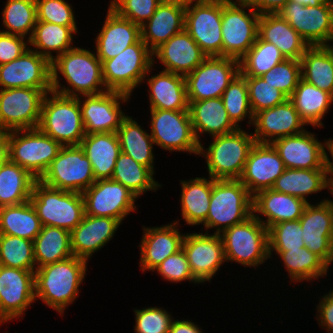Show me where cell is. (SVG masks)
Masks as SVG:
<instances>
[{
	"mask_svg": "<svg viewBox=\"0 0 333 333\" xmlns=\"http://www.w3.org/2000/svg\"><path fill=\"white\" fill-rule=\"evenodd\" d=\"M274 252L282 260L291 282L319 279L326 276L329 270V266L306 247Z\"/></svg>",
	"mask_w": 333,
	"mask_h": 333,
	"instance_id": "f6af8a7d",
	"label": "cell"
},
{
	"mask_svg": "<svg viewBox=\"0 0 333 333\" xmlns=\"http://www.w3.org/2000/svg\"><path fill=\"white\" fill-rule=\"evenodd\" d=\"M33 245L36 269L73 256L71 233L62 228L43 226Z\"/></svg>",
	"mask_w": 333,
	"mask_h": 333,
	"instance_id": "b9f144b4",
	"label": "cell"
},
{
	"mask_svg": "<svg viewBox=\"0 0 333 333\" xmlns=\"http://www.w3.org/2000/svg\"><path fill=\"white\" fill-rule=\"evenodd\" d=\"M30 202L43 226H53L71 232L85 216L81 193L48 187L37 180Z\"/></svg>",
	"mask_w": 333,
	"mask_h": 333,
	"instance_id": "8992f818",
	"label": "cell"
},
{
	"mask_svg": "<svg viewBox=\"0 0 333 333\" xmlns=\"http://www.w3.org/2000/svg\"><path fill=\"white\" fill-rule=\"evenodd\" d=\"M182 249L191 273L199 283L211 281L226 261L222 239L214 233H187L182 242Z\"/></svg>",
	"mask_w": 333,
	"mask_h": 333,
	"instance_id": "7402d4cb",
	"label": "cell"
},
{
	"mask_svg": "<svg viewBox=\"0 0 333 333\" xmlns=\"http://www.w3.org/2000/svg\"><path fill=\"white\" fill-rule=\"evenodd\" d=\"M25 39L0 30V65L17 59L29 48V42Z\"/></svg>",
	"mask_w": 333,
	"mask_h": 333,
	"instance_id": "91938a15",
	"label": "cell"
},
{
	"mask_svg": "<svg viewBox=\"0 0 333 333\" xmlns=\"http://www.w3.org/2000/svg\"><path fill=\"white\" fill-rule=\"evenodd\" d=\"M36 181L27 170L8 159L0 168V207L29 201Z\"/></svg>",
	"mask_w": 333,
	"mask_h": 333,
	"instance_id": "ee69618b",
	"label": "cell"
},
{
	"mask_svg": "<svg viewBox=\"0 0 333 333\" xmlns=\"http://www.w3.org/2000/svg\"><path fill=\"white\" fill-rule=\"evenodd\" d=\"M180 184L182 218L191 226L203 224L209 212L212 178L196 177L182 180Z\"/></svg>",
	"mask_w": 333,
	"mask_h": 333,
	"instance_id": "74e56055",
	"label": "cell"
},
{
	"mask_svg": "<svg viewBox=\"0 0 333 333\" xmlns=\"http://www.w3.org/2000/svg\"><path fill=\"white\" fill-rule=\"evenodd\" d=\"M222 0L186 1L184 29L207 57L222 56Z\"/></svg>",
	"mask_w": 333,
	"mask_h": 333,
	"instance_id": "7c38bea8",
	"label": "cell"
},
{
	"mask_svg": "<svg viewBox=\"0 0 333 333\" xmlns=\"http://www.w3.org/2000/svg\"><path fill=\"white\" fill-rule=\"evenodd\" d=\"M285 59L273 43L257 37L253 46L239 60L240 73L244 77H261Z\"/></svg>",
	"mask_w": 333,
	"mask_h": 333,
	"instance_id": "c3c4849f",
	"label": "cell"
},
{
	"mask_svg": "<svg viewBox=\"0 0 333 333\" xmlns=\"http://www.w3.org/2000/svg\"><path fill=\"white\" fill-rule=\"evenodd\" d=\"M178 221L159 227H143L140 248V267L142 272L152 271L168 256L182 248L185 234L178 229Z\"/></svg>",
	"mask_w": 333,
	"mask_h": 333,
	"instance_id": "484cf974",
	"label": "cell"
},
{
	"mask_svg": "<svg viewBox=\"0 0 333 333\" xmlns=\"http://www.w3.org/2000/svg\"><path fill=\"white\" fill-rule=\"evenodd\" d=\"M8 159V132L0 130V168Z\"/></svg>",
	"mask_w": 333,
	"mask_h": 333,
	"instance_id": "e7e4bbea",
	"label": "cell"
},
{
	"mask_svg": "<svg viewBox=\"0 0 333 333\" xmlns=\"http://www.w3.org/2000/svg\"><path fill=\"white\" fill-rule=\"evenodd\" d=\"M189 113L193 132L199 144H201V134L206 133L214 137L238 129L230 120L221 97L189 101Z\"/></svg>",
	"mask_w": 333,
	"mask_h": 333,
	"instance_id": "836d02e7",
	"label": "cell"
},
{
	"mask_svg": "<svg viewBox=\"0 0 333 333\" xmlns=\"http://www.w3.org/2000/svg\"><path fill=\"white\" fill-rule=\"evenodd\" d=\"M253 196L239 179H212L209 212L202 224L220 235L253 215Z\"/></svg>",
	"mask_w": 333,
	"mask_h": 333,
	"instance_id": "3957f363",
	"label": "cell"
},
{
	"mask_svg": "<svg viewBox=\"0 0 333 333\" xmlns=\"http://www.w3.org/2000/svg\"><path fill=\"white\" fill-rule=\"evenodd\" d=\"M239 73L240 63L237 59L224 56L206 57L185 76L188 101L221 97Z\"/></svg>",
	"mask_w": 333,
	"mask_h": 333,
	"instance_id": "4fadbf2b",
	"label": "cell"
},
{
	"mask_svg": "<svg viewBox=\"0 0 333 333\" xmlns=\"http://www.w3.org/2000/svg\"><path fill=\"white\" fill-rule=\"evenodd\" d=\"M0 265L35 271L33 241L17 236L0 234Z\"/></svg>",
	"mask_w": 333,
	"mask_h": 333,
	"instance_id": "681fc988",
	"label": "cell"
},
{
	"mask_svg": "<svg viewBox=\"0 0 333 333\" xmlns=\"http://www.w3.org/2000/svg\"><path fill=\"white\" fill-rule=\"evenodd\" d=\"M85 215L122 221L136 211L138 199L127 187L112 179L96 180L83 193Z\"/></svg>",
	"mask_w": 333,
	"mask_h": 333,
	"instance_id": "e0dca14e",
	"label": "cell"
},
{
	"mask_svg": "<svg viewBox=\"0 0 333 333\" xmlns=\"http://www.w3.org/2000/svg\"><path fill=\"white\" fill-rule=\"evenodd\" d=\"M291 1L300 3L305 6L314 7V6L320 5L323 1H326V0H291Z\"/></svg>",
	"mask_w": 333,
	"mask_h": 333,
	"instance_id": "003e7915",
	"label": "cell"
},
{
	"mask_svg": "<svg viewBox=\"0 0 333 333\" xmlns=\"http://www.w3.org/2000/svg\"><path fill=\"white\" fill-rule=\"evenodd\" d=\"M169 333H203L201 328L192 320H173Z\"/></svg>",
	"mask_w": 333,
	"mask_h": 333,
	"instance_id": "be15d7a7",
	"label": "cell"
},
{
	"mask_svg": "<svg viewBox=\"0 0 333 333\" xmlns=\"http://www.w3.org/2000/svg\"><path fill=\"white\" fill-rule=\"evenodd\" d=\"M289 169H326L324 143L315 134L302 133L285 136L271 143Z\"/></svg>",
	"mask_w": 333,
	"mask_h": 333,
	"instance_id": "d4e9b609",
	"label": "cell"
},
{
	"mask_svg": "<svg viewBox=\"0 0 333 333\" xmlns=\"http://www.w3.org/2000/svg\"><path fill=\"white\" fill-rule=\"evenodd\" d=\"M223 105L232 123L239 129V122L248 117V124L253 123V112L250 107L246 78L239 73L221 96ZM247 116V117H246Z\"/></svg>",
	"mask_w": 333,
	"mask_h": 333,
	"instance_id": "f907efd6",
	"label": "cell"
},
{
	"mask_svg": "<svg viewBox=\"0 0 333 333\" xmlns=\"http://www.w3.org/2000/svg\"><path fill=\"white\" fill-rule=\"evenodd\" d=\"M151 132L154 145L169 152L199 155L200 144L195 138L189 110L150 109Z\"/></svg>",
	"mask_w": 333,
	"mask_h": 333,
	"instance_id": "9a60e30c",
	"label": "cell"
},
{
	"mask_svg": "<svg viewBox=\"0 0 333 333\" xmlns=\"http://www.w3.org/2000/svg\"><path fill=\"white\" fill-rule=\"evenodd\" d=\"M171 283H179L188 280L195 284H200L191 273L187 257L183 249L168 256L154 271Z\"/></svg>",
	"mask_w": 333,
	"mask_h": 333,
	"instance_id": "680465c9",
	"label": "cell"
},
{
	"mask_svg": "<svg viewBox=\"0 0 333 333\" xmlns=\"http://www.w3.org/2000/svg\"><path fill=\"white\" fill-rule=\"evenodd\" d=\"M317 319L319 326L328 333H333V289L321 296L317 305Z\"/></svg>",
	"mask_w": 333,
	"mask_h": 333,
	"instance_id": "94428289",
	"label": "cell"
},
{
	"mask_svg": "<svg viewBox=\"0 0 333 333\" xmlns=\"http://www.w3.org/2000/svg\"><path fill=\"white\" fill-rule=\"evenodd\" d=\"M160 3V0H112L109 7L119 16L141 27L151 18Z\"/></svg>",
	"mask_w": 333,
	"mask_h": 333,
	"instance_id": "9f6ffc18",
	"label": "cell"
},
{
	"mask_svg": "<svg viewBox=\"0 0 333 333\" xmlns=\"http://www.w3.org/2000/svg\"><path fill=\"white\" fill-rule=\"evenodd\" d=\"M88 261L76 256L34 271L35 298L63 316L85 279Z\"/></svg>",
	"mask_w": 333,
	"mask_h": 333,
	"instance_id": "7a4b0ae2",
	"label": "cell"
},
{
	"mask_svg": "<svg viewBox=\"0 0 333 333\" xmlns=\"http://www.w3.org/2000/svg\"><path fill=\"white\" fill-rule=\"evenodd\" d=\"M60 73L68 86L60 83ZM51 86L58 94L77 98L108 91L102 77V62L96 53L75 46L52 60Z\"/></svg>",
	"mask_w": 333,
	"mask_h": 333,
	"instance_id": "6da1fadb",
	"label": "cell"
},
{
	"mask_svg": "<svg viewBox=\"0 0 333 333\" xmlns=\"http://www.w3.org/2000/svg\"><path fill=\"white\" fill-rule=\"evenodd\" d=\"M37 128L62 146L80 145L85 130L79 99L54 91L46 93Z\"/></svg>",
	"mask_w": 333,
	"mask_h": 333,
	"instance_id": "5b68a950",
	"label": "cell"
},
{
	"mask_svg": "<svg viewBox=\"0 0 333 333\" xmlns=\"http://www.w3.org/2000/svg\"><path fill=\"white\" fill-rule=\"evenodd\" d=\"M155 62L153 52L140 38L116 57L102 62V77L107 90L132 96Z\"/></svg>",
	"mask_w": 333,
	"mask_h": 333,
	"instance_id": "9c48e42d",
	"label": "cell"
},
{
	"mask_svg": "<svg viewBox=\"0 0 333 333\" xmlns=\"http://www.w3.org/2000/svg\"><path fill=\"white\" fill-rule=\"evenodd\" d=\"M278 14L309 46L333 45V0L314 7L290 0Z\"/></svg>",
	"mask_w": 333,
	"mask_h": 333,
	"instance_id": "5bb4252c",
	"label": "cell"
},
{
	"mask_svg": "<svg viewBox=\"0 0 333 333\" xmlns=\"http://www.w3.org/2000/svg\"><path fill=\"white\" fill-rule=\"evenodd\" d=\"M45 95L41 89L34 88L0 89V130L37 128Z\"/></svg>",
	"mask_w": 333,
	"mask_h": 333,
	"instance_id": "2e32d148",
	"label": "cell"
},
{
	"mask_svg": "<svg viewBox=\"0 0 333 333\" xmlns=\"http://www.w3.org/2000/svg\"><path fill=\"white\" fill-rule=\"evenodd\" d=\"M253 114L283 103L288 97L262 77H245Z\"/></svg>",
	"mask_w": 333,
	"mask_h": 333,
	"instance_id": "f5cc1de1",
	"label": "cell"
},
{
	"mask_svg": "<svg viewBox=\"0 0 333 333\" xmlns=\"http://www.w3.org/2000/svg\"><path fill=\"white\" fill-rule=\"evenodd\" d=\"M62 145L38 128L8 132L9 160L39 180Z\"/></svg>",
	"mask_w": 333,
	"mask_h": 333,
	"instance_id": "30bf717a",
	"label": "cell"
},
{
	"mask_svg": "<svg viewBox=\"0 0 333 333\" xmlns=\"http://www.w3.org/2000/svg\"><path fill=\"white\" fill-rule=\"evenodd\" d=\"M121 224L115 218L85 215L83 220L70 232L73 256L89 262L93 253L112 240Z\"/></svg>",
	"mask_w": 333,
	"mask_h": 333,
	"instance_id": "f1b7e54d",
	"label": "cell"
},
{
	"mask_svg": "<svg viewBox=\"0 0 333 333\" xmlns=\"http://www.w3.org/2000/svg\"><path fill=\"white\" fill-rule=\"evenodd\" d=\"M4 6L1 15L6 30L2 32L29 40L37 23L36 0H7Z\"/></svg>",
	"mask_w": 333,
	"mask_h": 333,
	"instance_id": "7dc6e473",
	"label": "cell"
},
{
	"mask_svg": "<svg viewBox=\"0 0 333 333\" xmlns=\"http://www.w3.org/2000/svg\"><path fill=\"white\" fill-rule=\"evenodd\" d=\"M206 57L185 29L170 37L153 52V60L158 59L165 67L164 71L183 76L191 73Z\"/></svg>",
	"mask_w": 333,
	"mask_h": 333,
	"instance_id": "83f0119b",
	"label": "cell"
},
{
	"mask_svg": "<svg viewBox=\"0 0 333 333\" xmlns=\"http://www.w3.org/2000/svg\"><path fill=\"white\" fill-rule=\"evenodd\" d=\"M161 2H166V1H177V0H160Z\"/></svg>",
	"mask_w": 333,
	"mask_h": 333,
	"instance_id": "89a4df30",
	"label": "cell"
},
{
	"mask_svg": "<svg viewBox=\"0 0 333 333\" xmlns=\"http://www.w3.org/2000/svg\"><path fill=\"white\" fill-rule=\"evenodd\" d=\"M78 33L77 27L62 26L50 22L37 21L33 33L28 40L31 50L46 57L50 62L73 47V34ZM56 52V56H53Z\"/></svg>",
	"mask_w": 333,
	"mask_h": 333,
	"instance_id": "ab89813d",
	"label": "cell"
},
{
	"mask_svg": "<svg viewBox=\"0 0 333 333\" xmlns=\"http://www.w3.org/2000/svg\"><path fill=\"white\" fill-rule=\"evenodd\" d=\"M18 87L52 91L51 62L28 48L17 59L0 65V89Z\"/></svg>",
	"mask_w": 333,
	"mask_h": 333,
	"instance_id": "44dd1931",
	"label": "cell"
},
{
	"mask_svg": "<svg viewBox=\"0 0 333 333\" xmlns=\"http://www.w3.org/2000/svg\"><path fill=\"white\" fill-rule=\"evenodd\" d=\"M258 37L273 43L286 59L300 60L308 43L278 13L260 15Z\"/></svg>",
	"mask_w": 333,
	"mask_h": 333,
	"instance_id": "d6a6232c",
	"label": "cell"
},
{
	"mask_svg": "<svg viewBox=\"0 0 333 333\" xmlns=\"http://www.w3.org/2000/svg\"><path fill=\"white\" fill-rule=\"evenodd\" d=\"M324 149H325V168L327 169L328 175L333 176V162H331L328 154H331V158L333 160V139H328L324 141ZM326 149L329 151L327 153Z\"/></svg>",
	"mask_w": 333,
	"mask_h": 333,
	"instance_id": "03108f58",
	"label": "cell"
},
{
	"mask_svg": "<svg viewBox=\"0 0 333 333\" xmlns=\"http://www.w3.org/2000/svg\"><path fill=\"white\" fill-rule=\"evenodd\" d=\"M285 169L284 162L271 143L256 142L239 180L254 196L259 191L271 189Z\"/></svg>",
	"mask_w": 333,
	"mask_h": 333,
	"instance_id": "cb8c5ba5",
	"label": "cell"
},
{
	"mask_svg": "<svg viewBox=\"0 0 333 333\" xmlns=\"http://www.w3.org/2000/svg\"><path fill=\"white\" fill-rule=\"evenodd\" d=\"M327 169H289L275 180L271 189L301 198L309 203L307 196L328 190Z\"/></svg>",
	"mask_w": 333,
	"mask_h": 333,
	"instance_id": "d590c367",
	"label": "cell"
},
{
	"mask_svg": "<svg viewBox=\"0 0 333 333\" xmlns=\"http://www.w3.org/2000/svg\"><path fill=\"white\" fill-rule=\"evenodd\" d=\"M185 11L184 0L161 2L151 18L140 27L141 39L152 52L184 30Z\"/></svg>",
	"mask_w": 333,
	"mask_h": 333,
	"instance_id": "4316f807",
	"label": "cell"
},
{
	"mask_svg": "<svg viewBox=\"0 0 333 333\" xmlns=\"http://www.w3.org/2000/svg\"><path fill=\"white\" fill-rule=\"evenodd\" d=\"M135 333H169L173 318L164 308L134 309Z\"/></svg>",
	"mask_w": 333,
	"mask_h": 333,
	"instance_id": "11a10c76",
	"label": "cell"
},
{
	"mask_svg": "<svg viewBox=\"0 0 333 333\" xmlns=\"http://www.w3.org/2000/svg\"><path fill=\"white\" fill-rule=\"evenodd\" d=\"M300 64L303 80L333 96V45L309 46Z\"/></svg>",
	"mask_w": 333,
	"mask_h": 333,
	"instance_id": "f35d334b",
	"label": "cell"
},
{
	"mask_svg": "<svg viewBox=\"0 0 333 333\" xmlns=\"http://www.w3.org/2000/svg\"><path fill=\"white\" fill-rule=\"evenodd\" d=\"M220 237L226 262L256 269L270 258L268 228L254 215L226 229Z\"/></svg>",
	"mask_w": 333,
	"mask_h": 333,
	"instance_id": "52a82bcc",
	"label": "cell"
},
{
	"mask_svg": "<svg viewBox=\"0 0 333 333\" xmlns=\"http://www.w3.org/2000/svg\"><path fill=\"white\" fill-rule=\"evenodd\" d=\"M80 147L91 162L95 180L111 179L121 153L117 133L85 134Z\"/></svg>",
	"mask_w": 333,
	"mask_h": 333,
	"instance_id": "e575fe53",
	"label": "cell"
},
{
	"mask_svg": "<svg viewBox=\"0 0 333 333\" xmlns=\"http://www.w3.org/2000/svg\"><path fill=\"white\" fill-rule=\"evenodd\" d=\"M140 38V26L119 16L108 6L102 29L95 38L96 56L101 62L114 58Z\"/></svg>",
	"mask_w": 333,
	"mask_h": 333,
	"instance_id": "f546056e",
	"label": "cell"
},
{
	"mask_svg": "<svg viewBox=\"0 0 333 333\" xmlns=\"http://www.w3.org/2000/svg\"><path fill=\"white\" fill-rule=\"evenodd\" d=\"M78 99L85 134H92L117 133L122 120L127 116L120 104L131 98L122 92L108 90L98 95L80 96Z\"/></svg>",
	"mask_w": 333,
	"mask_h": 333,
	"instance_id": "d6986e66",
	"label": "cell"
},
{
	"mask_svg": "<svg viewBox=\"0 0 333 333\" xmlns=\"http://www.w3.org/2000/svg\"><path fill=\"white\" fill-rule=\"evenodd\" d=\"M259 19L246 0H222V56L240 60L257 40Z\"/></svg>",
	"mask_w": 333,
	"mask_h": 333,
	"instance_id": "ba28073f",
	"label": "cell"
},
{
	"mask_svg": "<svg viewBox=\"0 0 333 333\" xmlns=\"http://www.w3.org/2000/svg\"><path fill=\"white\" fill-rule=\"evenodd\" d=\"M254 140L259 143H272L285 136H292L305 131L306 123L298 115L294 104L288 98L272 108L254 114Z\"/></svg>",
	"mask_w": 333,
	"mask_h": 333,
	"instance_id": "603a6c76",
	"label": "cell"
},
{
	"mask_svg": "<svg viewBox=\"0 0 333 333\" xmlns=\"http://www.w3.org/2000/svg\"><path fill=\"white\" fill-rule=\"evenodd\" d=\"M37 21L77 27L72 5L65 0H36Z\"/></svg>",
	"mask_w": 333,
	"mask_h": 333,
	"instance_id": "6f0895ef",
	"label": "cell"
},
{
	"mask_svg": "<svg viewBox=\"0 0 333 333\" xmlns=\"http://www.w3.org/2000/svg\"><path fill=\"white\" fill-rule=\"evenodd\" d=\"M153 67L154 65L143 79V81L147 80L148 84L149 108L173 111L189 110L185 76L162 70L149 78L148 74L152 72Z\"/></svg>",
	"mask_w": 333,
	"mask_h": 333,
	"instance_id": "1f68e13d",
	"label": "cell"
},
{
	"mask_svg": "<svg viewBox=\"0 0 333 333\" xmlns=\"http://www.w3.org/2000/svg\"><path fill=\"white\" fill-rule=\"evenodd\" d=\"M299 220L283 221L268 228L269 254L305 247Z\"/></svg>",
	"mask_w": 333,
	"mask_h": 333,
	"instance_id": "816d5d0a",
	"label": "cell"
},
{
	"mask_svg": "<svg viewBox=\"0 0 333 333\" xmlns=\"http://www.w3.org/2000/svg\"><path fill=\"white\" fill-rule=\"evenodd\" d=\"M155 172L150 168L137 163L131 156L120 153L116 160L112 180L121 183L127 187L137 198L147 191L158 190L162 187L158 181H155Z\"/></svg>",
	"mask_w": 333,
	"mask_h": 333,
	"instance_id": "bcb514c9",
	"label": "cell"
},
{
	"mask_svg": "<svg viewBox=\"0 0 333 333\" xmlns=\"http://www.w3.org/2000/svg\"><path fill=\"white\" fill-rule=\"evenodd\" d=\"M305 247L328 266L333 262V205L329 199L309 202L300 217Z\"/></svg>",
	"mask_w": 333,
	"mask_h": 333,
	"instance_id": "ffe728a7",
	"label": "cell"
},
{
	"mask_svg": "<svg viewBox=\"0 0 333 333\" xmlns=\"http://www.w3.org/2000/svg\"><path fill=\"white\" fill-rule=\"evenodd\" d=\"M208 148L200 144L199 156L206 159L208 175L212 179H239L249 153L256 143L252 132L239 128L229 134L212 137Z\"/></svg>",
	"mask_w": 333,
	"mask_h": 333,
	"instance_id": "277c9868",
	"label": "cell"
},
{
	"mask_svg": "<svg viewBox=\"0 0 333 333\" xmlns=\"http://www.w3.org/2000/svg\"><path fill=\"white\" fill-rule=\"evenodd\" d=\"M329 193L333 195V176H329V187H328ZM331 204L333 205V200L331 201Z\"/></svg>",
	"mask_w": 333,
	"mask_h": 333,
	"instance_id": "a7ac6f4b",
	"label": "cell"
},
{
	"mask_svg": "<svg viewBox=\"0 0 333 333\" xmlns=\"http://www.w3.org/2000/svg\"><path fill=\"white\" fill-rule=\"evenodd\" d=\"M260 15L278 13L290 0H246Z\"/></svg>",
	"mask_w": 333,
	"mask_h": 333,
	"instance_id": "6125c7cd",
	"label": "cell"
},
{
	"mask_svg": "<svg viewBox=\"0 0 333 333\" xmlns=\"http://www.w3.org/2000/svg\"><path fill=\"white\" fill-rule=\"evenodd\" d=\"M121 152L131 156L137 163L154 170V141L135 119L126 116L117 131Z\"/></svg>",
	"mask_w": 333,
	"mask_h": 333,
	"instance_id": "60d3db41",
	"label": "cell"
},
{
	"mask_svg": "<svg viewBox=\"0 0 333 333\" xmlns=\"http://www.w3.org/2000/svg\"><path fill=\"white\" fill-rule=\"evenodd\" d=\"M39 181L54 189L82 194L96 180L83 149L80 145H70L61 147Z\"/></svg>",
	"mask_w": 333,
	"mask_h": 333,
	"instance_id": "8fae6325",
	"label": "cell"
},
{
	"mask_svg": "<svg viewBox=\"0 0 333 333\" xmlns=\"http://www.w3.org/2000/svg\"><path fill=\"white\" fill-rule=\"evenodd\" d=\"M42 227L41 220L30 200L18 205L0 207V234L33 241Z\"/></svg>",
	"mask_w": 333,
	"mask_h": 333,
	"instance_id": "7bdbcfd3",
	"label": "cell"
},
{
	"mask_svg": "<svg viewBox=\"0 0 333 333\" xmlns=\"http://www.w3.org/2000/svg\"><path fill=\"white\" fill-rule=\"evenodd\" d=\"M289 99L306 125L318 128L323 127L322 119L333 104V96L330 93L307 83L302 78Z\"/></svg>",
	"mask_w": 333,
	"mask_h": 333,
	"instance_id": "8d00e7d4",
	"label": "cell"
},
{
	"mask_svg": "<svg viewBox=\"0 0 333 333\" xmlns=\"http://www.w3.org/2000/svg\"><path fill=\"white\" fill-rule=\"evenodd\" d=\"M35 301L34 271L0 265V325L23 319Z\"/></svg>",
	"mask_w": 333,
	"mask_h": 333,
	"instance_id": "ac0fdd59",
	"label": "cell"
},
{
	"mask_svg": "<svg viewBox=\"0 0 333 333\" xmlns=\"http://www.w3.org/2000/svg\"><path fill=\"white\" fill-rule=\"evenodd\" d=\"M308 202L273 189H265L253 196V215L267 228L283 221L299 220ZM260 216H265L266 220Z\"/></svg>",
	"mask_w": 333,
	"mask_h": 333,
	"instance_id": "4dcf8cb0",
	"label": "cell"
},
{
	"mask_svg": "<svg viewBox=\"0 0 333 333\" xmlns=\"http://www.w3.org/2000/svg\"><path fill=\"white\" fill-rule=\"evenodd\" d=\"M261 77L289 98L301 79L300 60L285 59Z\"/></svg>",
	"mask_w": 333,
	"mask_h": 333,
	"instance_id": "db71d44e",
	"label": "cell"
}]
</instances>
